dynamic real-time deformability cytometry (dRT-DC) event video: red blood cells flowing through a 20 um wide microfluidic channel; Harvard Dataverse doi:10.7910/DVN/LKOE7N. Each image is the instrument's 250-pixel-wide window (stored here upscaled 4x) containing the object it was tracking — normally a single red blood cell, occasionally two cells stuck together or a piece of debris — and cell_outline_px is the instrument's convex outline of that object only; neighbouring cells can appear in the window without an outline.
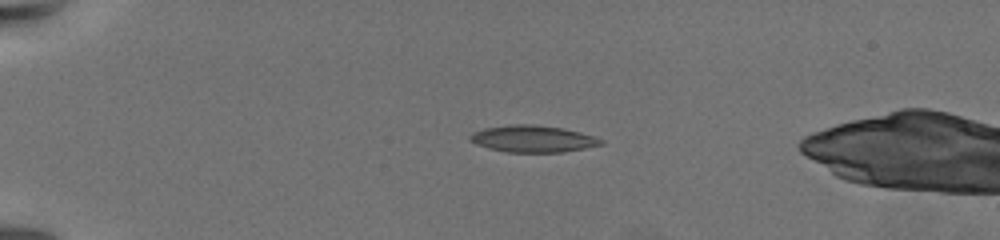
{"species": "common noctule bat (a hibernating species)", "species_latin": "Nyctalus noctula", "temperature_condition": "warm", "stored_images_in_passage": 23, "camera_frame_rate_fps": 3000, "um_per_image_px": 0.085, "animal": {"sex": "female", "body_mass_g": 19.5, "forearm_length_mm": 54.1}, "frame": {"image": 1, "passage_image": 5, "time_ms": 5.0, "image_size_px": [1000, 240], "cell_outline_px": [[604, 144], [564, 152], [504, 152], [488, 148], [476, 144], [468, 140], [468, 136], [472, 132], [484, 128], [512, 124], [532, 124], [564, 128], [596, 136], [604, 140]], "centroid_in_image_um": [45.28, 11.8], "position_along_channel_um": 39.7, "area_um2": 20.69}}
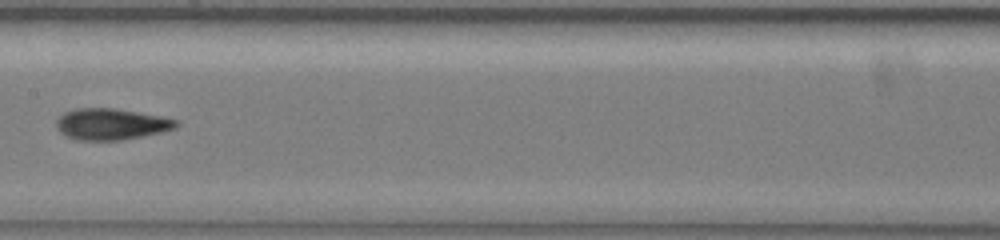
{"frame": {"image": 2, "passage_image": 12, "time_ms": 11.667, "image_size_px": [1000, 240], "cell_outline_px": [[180, 124], [176, 128], [160, 132], [124, 140], [76, 140], [60, 132], [56, 124], [56, 120], [64, 112], [76, 108], [116, 108], [160, 116], [180, 120]], "centroid_in_image_um": [9.47, 10.54], "position_along_channel_um": 197.9, "area_um2": 21.91}}
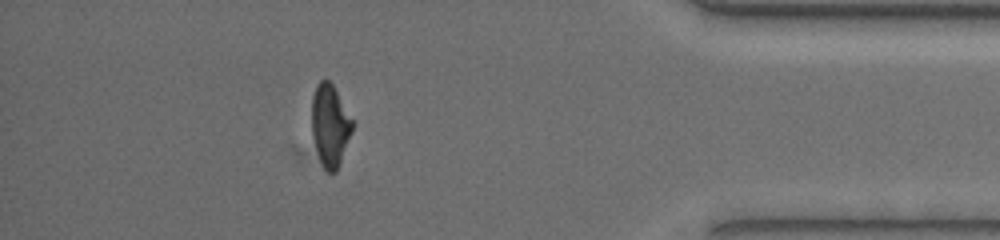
{"frame": {"image": 3, "passage_image": 21, "time_ms": 19.0, "image_size_px": [1000, 240], "cell_outline_px": [[352, 132], [340, 164], [336, 172], [328, 172], [324, 168], [320, 160], [312, 136], [312, 96], [316, 84], [320, 80], [328, 80], [332, 84], [352, 120]], "centroid_in_image_um": [28.04, 10.67], "position_along_channel_um": 407.2, "area_um2": 19.13}, "authors_computed_cell_mechanics": {"area_um2": 20.6924, "velocity_mm_per_s": 3.2935, "shape_relaxation_time_tau1_ms": 6.8611, "shape_relaxation_time_tau2_ms": 2.1971, "deformation_change_tau1": 0.1876, "deformation_change_tau2": 0.0858}}